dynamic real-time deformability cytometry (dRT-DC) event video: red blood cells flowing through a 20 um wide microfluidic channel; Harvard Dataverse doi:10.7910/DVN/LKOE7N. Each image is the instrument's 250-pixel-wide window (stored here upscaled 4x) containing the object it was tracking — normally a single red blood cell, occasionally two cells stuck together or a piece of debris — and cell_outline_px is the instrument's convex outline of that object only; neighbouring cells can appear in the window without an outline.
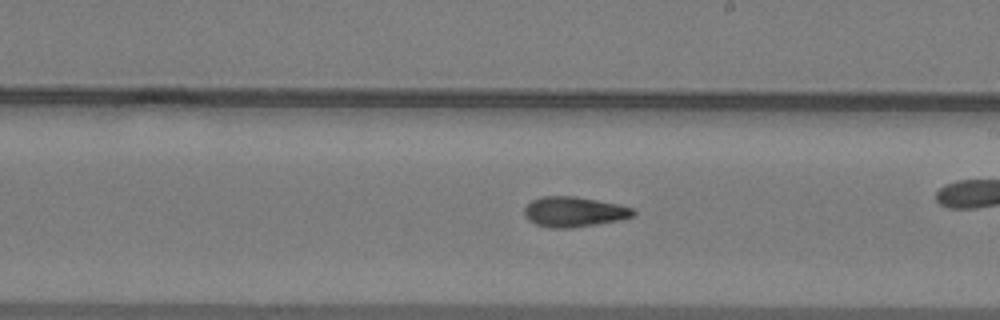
{"species": "common noctule bat (a hibernating species)", "species_latin": "Nyctalus noctula", "temperature_condition": "warm", "stored_images_in_passage": 31, "camera_frame_rate_fps": 3000, "um_per_image_px": 0.085, "animal": {"sex": "male", "body_mass_g": 19.2, "forearm_length_mm": 51.8}, "frame": {"image": 1, "passage_image": 14, "time_ms": 4.333, "image_size_px": [1000, 320], "cell_outline_px": [[636, 216], [620, 220], [596, 224], [568, 228], [552, 228], [536, 224], [528, 220], [524, 216], [524, 208], [532, 200], [544, 196], [576, 196], [620, 204], [636, 208]], "centroid_in_image_um": [48.84, 18.0], "position_along_channel_um": 240.2, "area_um2": 19.36}}